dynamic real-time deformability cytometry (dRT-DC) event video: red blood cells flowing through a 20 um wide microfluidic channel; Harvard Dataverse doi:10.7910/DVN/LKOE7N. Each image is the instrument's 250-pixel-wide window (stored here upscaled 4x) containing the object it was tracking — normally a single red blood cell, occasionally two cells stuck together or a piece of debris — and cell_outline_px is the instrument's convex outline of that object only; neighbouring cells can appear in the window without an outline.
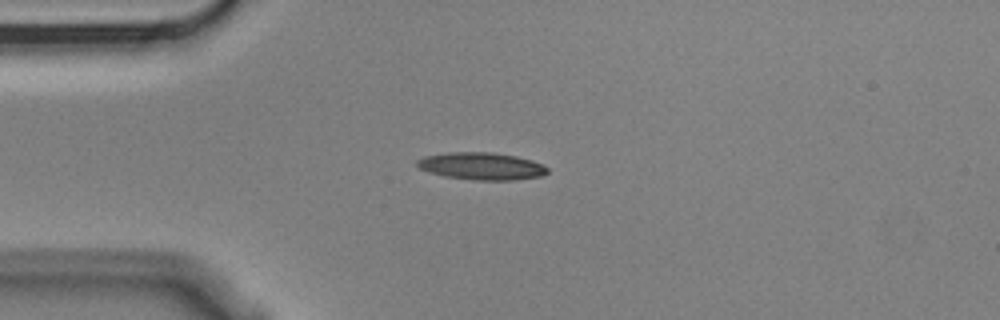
{"species": "Egyptian fruit bat (a non-hibernating species)", "species_latin": "Rousettus aegyptiacus", "temperature_condition": "cold", "stored_images_in_passage": 12, "camera_frame_rate_fps": 3000, "um_per_image_px": 0.085, "animal": {"sex": "male"}, "frame": {"image": 1, "passage_image": 1, "time_ms": 0.0, "image_size_px": [1000, 320], "cell_outline_px": [[548, 172], [540, 176], [512, 180], [476, 180], [444, 176], [420, 168], [416, 164], [416, 160], [424, 156], [448, 152], [492, 152], [516, 156], [532, 160], [544, 164], [548, 168]], "centroid_in_image_um": [40.95, 14.11], "position_along_channel_um": 44.1, "area_um2": 20.69}}
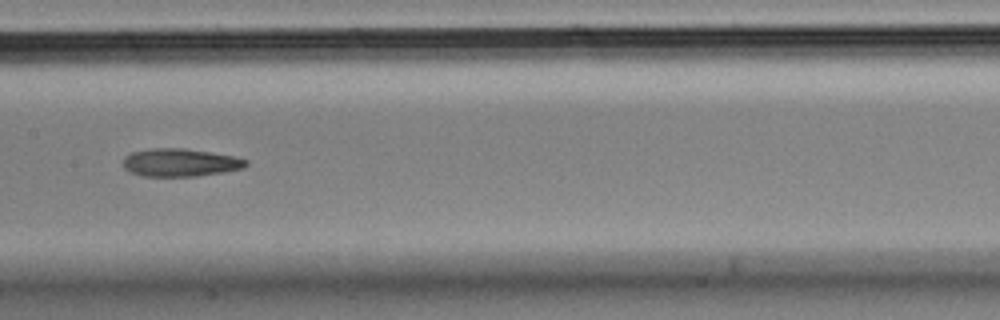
{"frame": {"image": 2, "passage_image": 5, "time_ms": 1.333, "image_size_px": [1000, 320], "cell_outline_px": [[248, 164], [244, 168], [224, 172], [196, 176], [140, 176], [124, 168], [124, 156], [132, 152], [152, 148], [184, 148], [232, 156], [248, 160]], "centroid_in_image_um": [15.31, 13.82], "position_along_channel_um": 192.1, "area_um2": 19.88}}
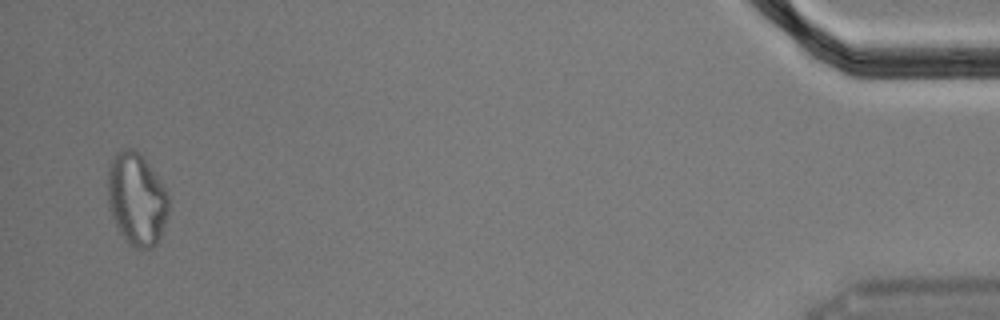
{"frame": {"image": 3, "passage_image": 12, "time_ms": 3.667, "image_size_px": [1000, 320], "cell_outline_px": [[168, 212], [160, 236], [156, 244], [152, 248], [136, 248], [128, 244], [120, 232], [112, 216], [108, 200], [108, 168], [112, 160], [124, 148], [132, 148], [140, 152], [168, 192]], "centroid_in_image_um": [11.62, 16.93], "position_along_channel_um": 423.6, "area_um2": 32.48}}